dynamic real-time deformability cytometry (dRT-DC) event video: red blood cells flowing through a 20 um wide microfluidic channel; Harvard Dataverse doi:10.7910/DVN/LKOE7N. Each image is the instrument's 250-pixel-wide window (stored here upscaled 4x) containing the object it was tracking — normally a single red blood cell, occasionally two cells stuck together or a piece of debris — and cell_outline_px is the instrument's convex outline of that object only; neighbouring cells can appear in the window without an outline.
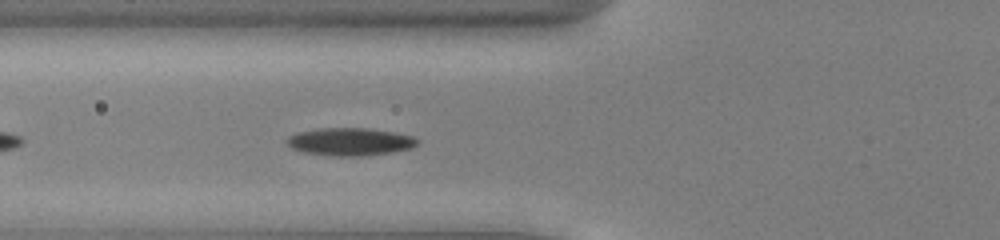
{"species": "common noctule bat (a hibernating species)", "species_latin": "Nyctalus noctula", "temperature_condition": "cold", "stored_images_in_passage": 34, "camera_frame_rate_fps": 3000, "um_per_image_px": 0.085, "animal": {"sex": "male", "body_mass_g": 13.0, "forearm_length_mm": 53.1}, "frame": {"image": 1, "passage_image": 6, "time_ms": 1.667, "image_size_px": [1000, 240], "cell_outline_px": [[420, 140], [412, 148], [392, 152], [360, 156], [336, 156], [304, 152], [292, 148], [284, 140], [288, 136], [296, 132], [320, 128], [368, 128], [416, 136]], "centroid_in_image_um": [29.75, 12.04], "position_along_channel_um": 96.0, "area_um2": 21.15}}
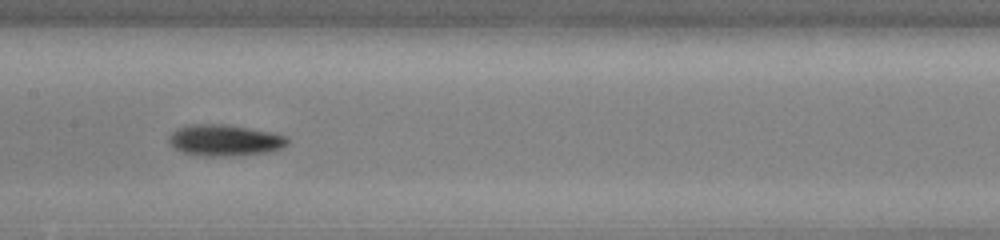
{"frame": {"image": 2, "passage_image": 13, "time_ms": 4.0, "image_size_px": [1000, 240], "cell_outline_px": [[288, 144], [280, 148], [268, 152], [232, 156], [196, 156], [180, 152], [168, 144], [168, 136], [172, 132], [188, 124], [228, 124], [272, 132], [288, 136]], "centroid_in_image_um": [19.07, 11.93], "position_along_channel_um": 188.3, "area_um2": 22.02}}
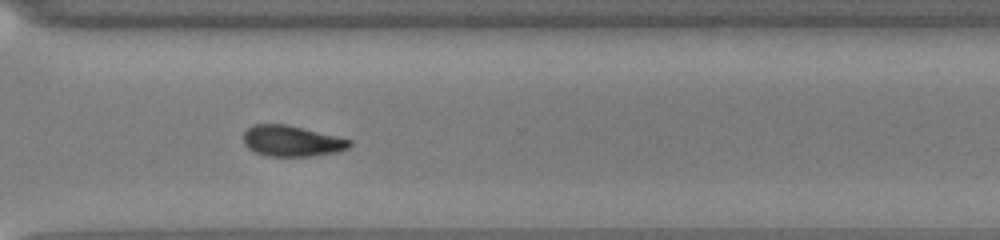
{"frame": {"image": 3, "passage_image": 25, "time_ms": 8.0, "image_size_px": [1000, 240], "cell_outline_px": [[352, 144], [348, 148], [340, 152], [312, 156], [268, 156], [256, 152], [248, 148], [244, 144], [244, 132], [252, 124], [288, 124], [352, 140]], "centroid_in_image_um": [24.82, 11.98], "position_along_channel_um": 345.8, "area_um2": 19.19}, "authors_computed_cell_mechanics": {"area_um2": 20.23, "velocity_mm_per_s": 3.9449, "shape_relaxation_time_tau1_ms": 2.8709, "shape_relaxation_time_tau2_ms": null, "deformation_change_tau1": 0.0986, "deformation_change_tau2": null}}